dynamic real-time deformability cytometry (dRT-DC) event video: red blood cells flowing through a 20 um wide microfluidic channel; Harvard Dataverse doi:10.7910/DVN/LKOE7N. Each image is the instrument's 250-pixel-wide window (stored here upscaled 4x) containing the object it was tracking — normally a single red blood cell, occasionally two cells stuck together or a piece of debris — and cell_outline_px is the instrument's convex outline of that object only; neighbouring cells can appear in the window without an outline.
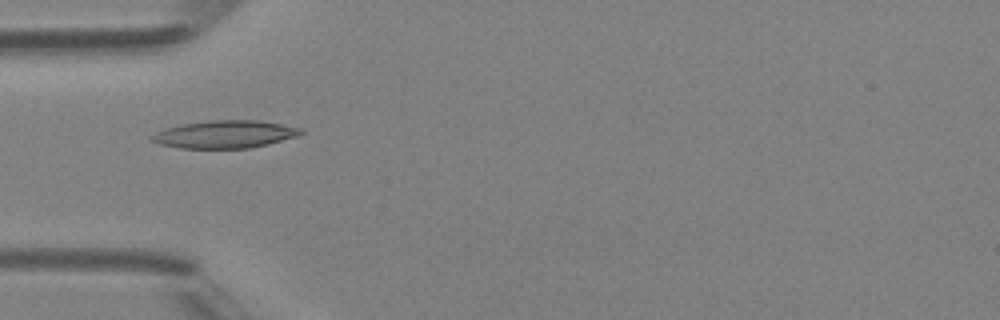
{"species": "Egyptian fruit bat (a non-hibernating species)", "species_latin": "Rousettus aegyptiacus", "temperature_condition": "room temperature", "stored_images_in_passage": 6, "camera_frame_rate_fps": 3000, "um_per_image_px": 0.085, "animal": {"sex": "female"}, "frame": {"image": 1, "passage_image": 5, "time_ms": 4.667, "image_size_px": [1000, 320], "cell_outline_px": [[304, 132], [296, 136], [268, 144], [248, 148], [180, 148], [160, 144], [152, 140], [148, 136], [164, 128], [180, 124], [208, 120], [260, 120], [304, 128]], "centroid_in_image_um": [19.1, 11.4], "position_along_channel_um": 65.9, "area_um2": 24.16}}
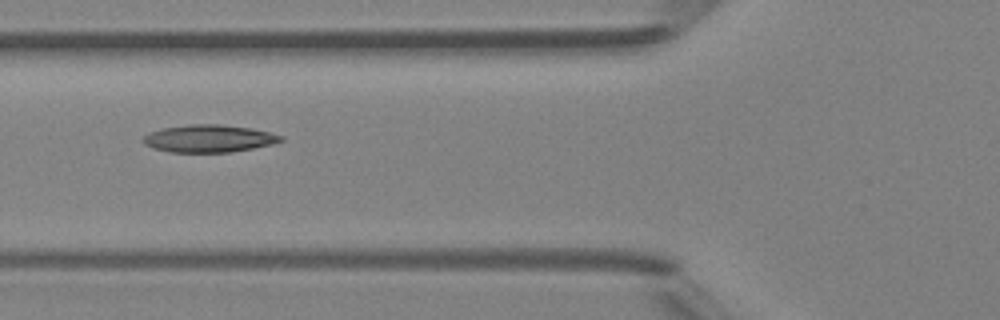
{"frame": {"image": 2, "passage_image": 6, "time_ms": 5.667, "image_size_px": [1000, 320], "cell_outline_px": [[284, 140], [272, 144], [252, 148], [228, 152], [172, 152], [152, 148], [144, 144], [140, 140], [148, 132], [160, 128], [188, 124], [220, 124], [252, 128], [284, 136]], "centroid_in_image_um": [17.71, 11.76], "position_along_channel_um": 108.1, "area_um2": 22.2}}